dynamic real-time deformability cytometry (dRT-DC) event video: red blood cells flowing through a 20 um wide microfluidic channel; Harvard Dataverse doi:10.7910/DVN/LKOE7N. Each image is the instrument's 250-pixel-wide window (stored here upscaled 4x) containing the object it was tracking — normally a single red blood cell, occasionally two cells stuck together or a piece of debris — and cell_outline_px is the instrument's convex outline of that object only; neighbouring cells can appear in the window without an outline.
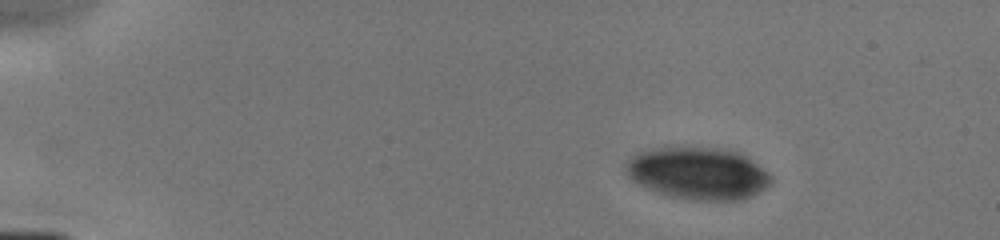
{"species": "human", "species_latin": "Homo sapiens", "temperature_condition": "cold", "stored_images_in_passage": 4, "camera_frame_rate_fps": 3000, "um_per_image_px": 0.085, "donor": {"sex": "male"}, "frame": {"image": 1, "passage_image": 1, "time_ms": 0.0, "image_size_px": [1000, 240], "cell_outline_px": [[772, 184], [760, 192], [744, 200], [696, 200], [672, 196], [636, 184], [624, 172], [624, 164], [632, 156], [640, 152], [664, 144], [668, 144], [728, 148], [740, 152], [752, 160], [768, 172], [772, 176]], "centroid_in_image_um": [59.33, 14.67], "position_along_channel_um": 25.7, "area_um2": 45.49}}
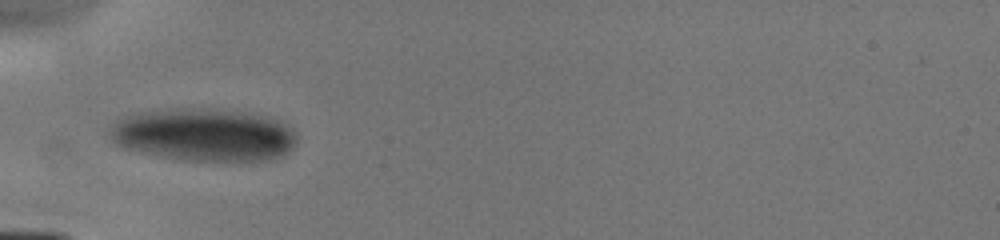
{"frame": {"image": 2, "passage_image": 4, "time_ms": 3.333, "image_size_px": [1000, 240], "cell_outline_px": [[296, 144], [288, 152], [280, 156], [260, 160], [184, 160], [124, 148], [116, 144], [108, 136], [108, 132], [112, 124], [116, 120], [140, 112], [172, 108], [212, 108], [252, 112], [268, 116], [280, 120], [288, 124], [296, 132]], "centroid_in_image_um": [17.36, 11.42], "position_along_channel_um": 67.6, "area_um2": 57.8}}